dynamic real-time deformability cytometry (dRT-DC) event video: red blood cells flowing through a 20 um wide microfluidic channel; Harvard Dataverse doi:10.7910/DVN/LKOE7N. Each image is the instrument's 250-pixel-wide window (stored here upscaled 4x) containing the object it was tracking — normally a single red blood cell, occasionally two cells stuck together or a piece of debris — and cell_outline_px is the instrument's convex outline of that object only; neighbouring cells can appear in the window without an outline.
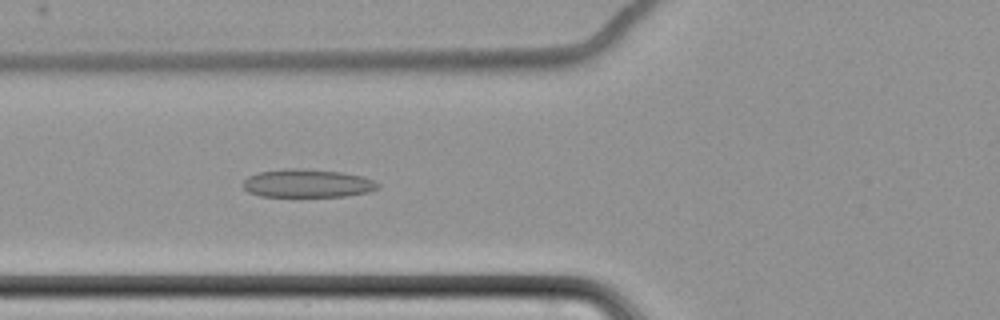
{"species": "common noctule bat (a hibernating species)", "species_latin": "Nyctalus noctula", "temperature_condition": "cold", "stored_images_in_passage": 4, "camera_frame_rate_fps": 3000, "um_per_image_px": 0.085, "animal": {"sex": "female", "body_mass_g": 22.7, "forearm_length_mm": 54.2}, "frame": {"image": 1, "passage_image": 4, "time_ms": 4.333, "image_size_px": [1000, 320], "cell_outline_px": [[380, 188], [368, 192], [348, 196], [260, 196], [248, 192], [240, 184], [248, 176], [260, 172], [284, 168], [300, 168], [340, 172], [364, 176], [380, 184]], "centroid_in_image_um": [26.12, 15.58], "position_along_channel_um": 99.7, "area_um2": 22.31}}